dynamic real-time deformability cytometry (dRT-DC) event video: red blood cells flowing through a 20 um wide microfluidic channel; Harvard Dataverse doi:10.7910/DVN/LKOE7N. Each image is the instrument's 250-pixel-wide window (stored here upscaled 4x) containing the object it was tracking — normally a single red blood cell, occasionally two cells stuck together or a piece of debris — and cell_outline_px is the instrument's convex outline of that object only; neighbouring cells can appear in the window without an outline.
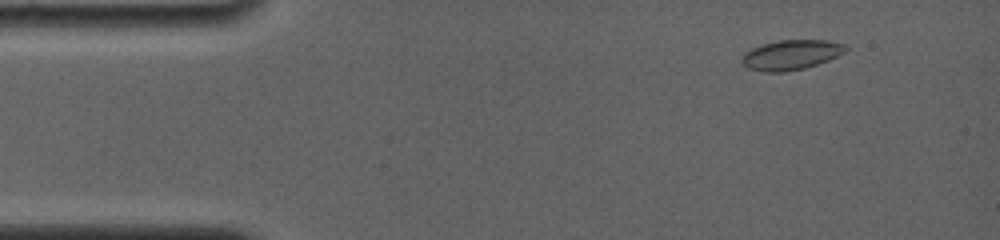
{"species": "common noctule bat (a hibernating species)", "species_latin": "Nyctalus noctula", "temperature_condition": "room temperature", "stored_images_in_passage": 30, "camera_frame_rate_fps": 4000, "um_per_image_px": 0.085, "animal": {"sex": "female", "body_mass_g": 19.0, "forearm_length_mm": 56.7}, "frame": {"image": 1, "passage_image": 7, "time_ms": 1.5, "image_size_px": [1000, 240], "cell_outline_px": [[848, 48], [844, 52], [828, 60], [804, 68], [784, 72], [764, 72], [748, 68], [740, 60], [744, 52], [760, 44], [780, 40], [828, 40], [844, 44]], "centroid_in_image_um": [67.2, 4.65], "position_along_channel_um": 17.8, "area_um2": 18.03}}
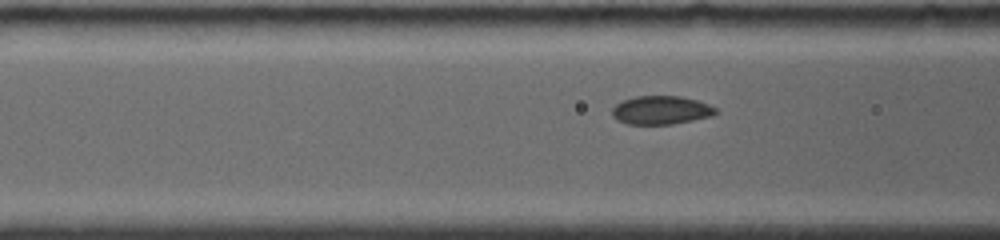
{"frame": {"image": 2, "passage_image": 25, "time_ms": 6.0, "image_size_px": [1000, 240], "cell_outline_px": [[720, 112], [712, 116], [672, 124], [628, 124], [616, 120], [612, 116], [612, 108], [616, 104], [624, 100], [636, 96], [680, 96], [696, 100], [708, 104], [716, 108]], "centroid_in_image_um": [56.19, 9.36], "position_along_channel_um": 110.4, "area_um2": 17.22}}
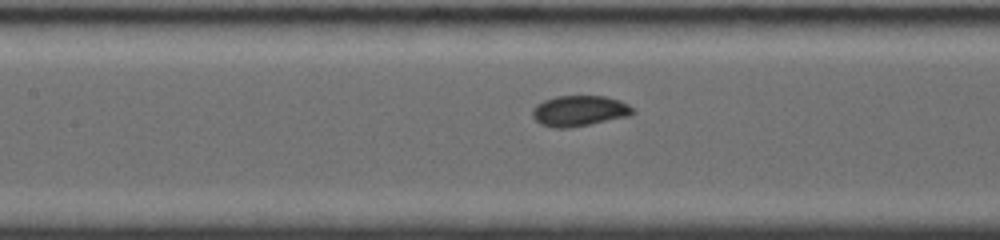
{"frame": {"image": 3, "passage_image": 30, "time_ms": 7.25, "image_size_px": [1000, 240], "cell_outline_px": [[636, 112], [628, 116], [568, 128], [552, 128], [540, 124], [532, 116], [532, 108], [536, 104], [544, 100], [556, 96], [604, 96], [620, 100], [628, 104]], "centroid_in_image_um": [49.21, 9.42], "position_along_channel_um": 158.2, "area_um2": 17.92}}